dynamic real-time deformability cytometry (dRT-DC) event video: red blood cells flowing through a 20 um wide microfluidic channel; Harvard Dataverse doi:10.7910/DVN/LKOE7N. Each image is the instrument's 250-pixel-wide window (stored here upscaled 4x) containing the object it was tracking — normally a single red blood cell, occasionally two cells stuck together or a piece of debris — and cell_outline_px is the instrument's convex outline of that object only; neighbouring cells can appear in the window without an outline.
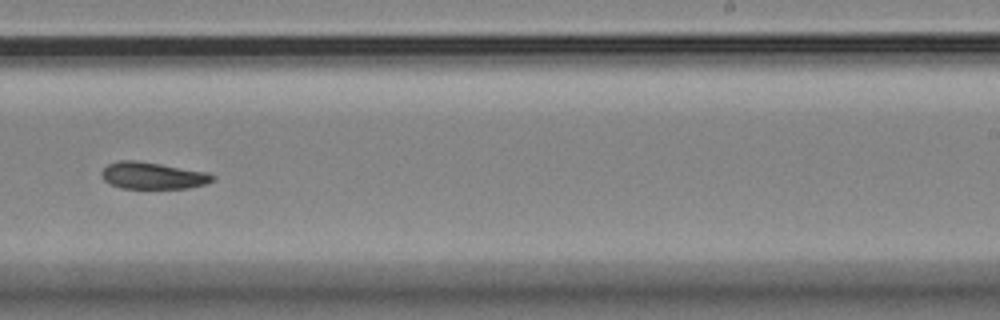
{"species": "Egyptian fruit bat (a non-hibernating species)", "species_latin": "Rousettus aegyptiacus", "temperature_condition": "room temperature", "stored_images_in_passage": 16, "camera_frame_rate_fps": 3000, "um_per_image_px": 0.085, "animal": {"sex": "female"}, "frame": {"image": 1, "passage_image": 10, "time_ms": 10.333, "image_size_px": [1000, 320], "cell_outline_px": [[216, 180], [204, 184], [188, 188], [120, 188], [104, 180], [100, 172], [108, 164], [120, 160], [136, 160], [208, 172], [216, 176]], "centroid_in_image_um": [13.01, 14.92], "position_along_channel_um": 276.0, "area_um2": 17.34}}
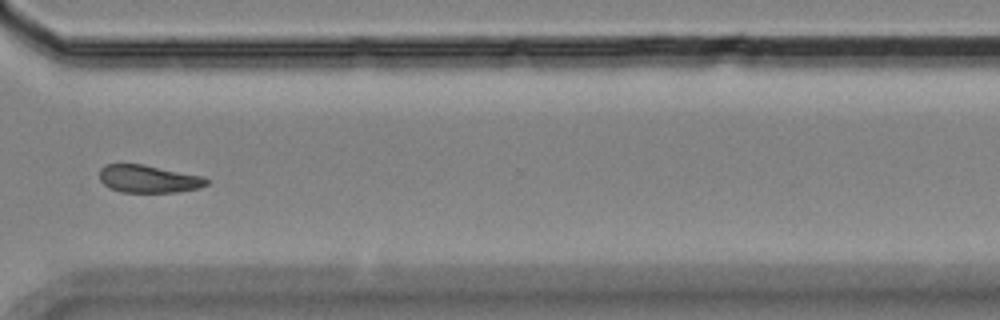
{"frame": {"image": 2, "passage_image": 12, "time_ms": 12.667, "image_size_px": [1000, 320], "cell_outline_px": [[208, 184], [200, 188], [176, 192], [120, 192], [104, 184], [100, 180], [100, 168], [104, 164], [144, 164], [204, 176], [208, 180]], "centroid_in_image_um": [12.64, 15.2], "position_along_channel_um": 358.0, "area_um2": 17.34}, "authors_computed_cell_mechanics": {"area_um2": 18.3515, "velocity_mm_per_s": 3.5126, "shape_relaxation_time_tau1_ms": 6.124, "shape_relaxation_time_tau2_ms": 3.973, "deformation_change_tau1": 0.114, "deformation_change_tau2": 0.0999}}